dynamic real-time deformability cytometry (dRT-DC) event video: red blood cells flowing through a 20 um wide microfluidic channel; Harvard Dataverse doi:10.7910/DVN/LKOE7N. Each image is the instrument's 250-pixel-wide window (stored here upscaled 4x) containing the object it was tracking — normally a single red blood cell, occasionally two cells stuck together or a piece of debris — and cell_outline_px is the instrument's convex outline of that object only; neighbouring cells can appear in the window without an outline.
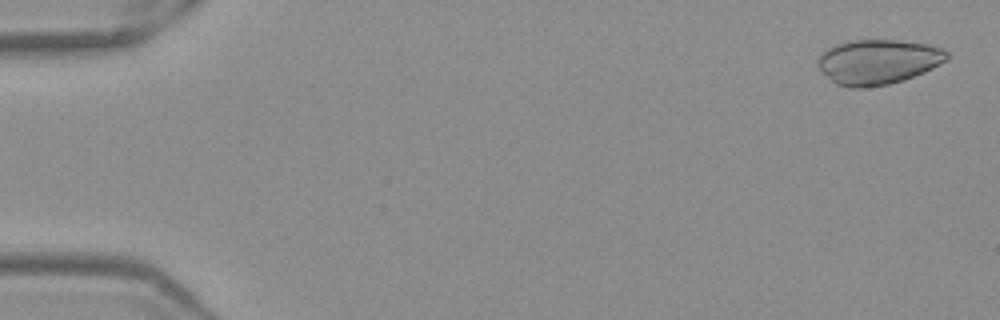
{"species": "Egyptian fruit bat (a non-hibernating species)", "species_latin": "Rousettus aegyptiacus", "temperature_condition": "warm", "stored_images_in_passage": 52, "camera_frame_rate_fps": 3000, "um_per_image_px": 0.085, "frame": {"image": 1, "passage_image": 2, "time_ms": 0.333, "image_size_px": [1000, 320], "cell_outline_px": [[948, 56], [940, 64], [924, 72], [904, 80], [888, 84], [864, 88], [852, 88], [836, 84], [816, 68], [816, 60], [820, 52], [836, 44], [848, 40], [900, 40], [928, 44], [940, 48], [948, 52]], "centroid_in_image_um": [74.56, 5.25], "position_along_channel_um": 10.4, "area_um2": 34.04}}
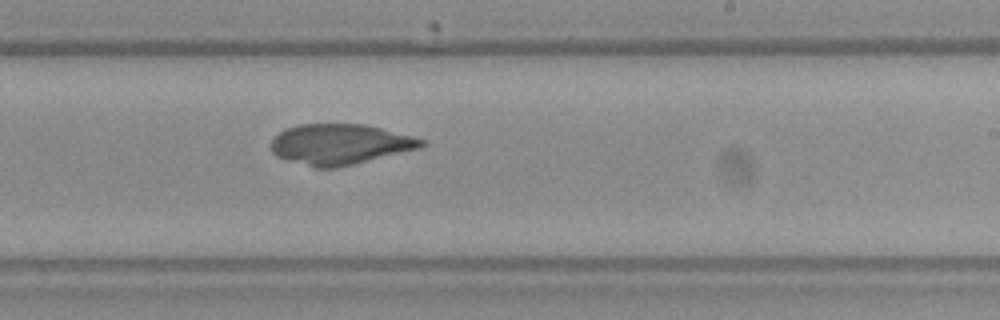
{"frame": {"image": 2, "passage_image": 32, "time_ms": 10.333, "image_size_px": [1000, 320], "cell_outline_px": [[428, 144], [420, 148], [336, 168], [316, 168], [288, 160], [276, 156], [272, 152], [272, 140], [280, 132], [288, 128], [300, 124], [364, 124], [412, 136], [424, 140]], "centroid_in_image_um": [28.9, 12.26], "position_along_channel_um": 260.1, "area_um2": 35.14}}
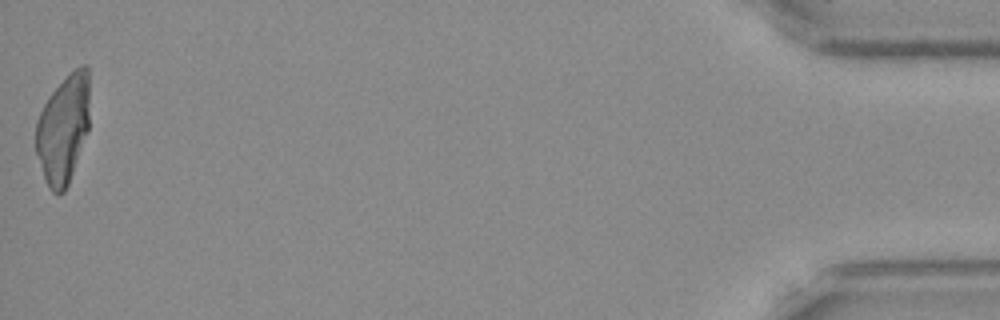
{"frame": {"image": 3, "passage_image": 52, "time_ms": 17.0, "image_size_px": [1000, 320], "cell_outline_px": [[88, 132], [68, 184], [64, 192], [52, 192], [48, 188], [36, 152], [36, 120], [48, 96], [80, 64], [88, 64]], "centroid_in_image_um": [5.37, 10.97], "position_along_channel_um": 429.8, "area_um2": 33.58}}